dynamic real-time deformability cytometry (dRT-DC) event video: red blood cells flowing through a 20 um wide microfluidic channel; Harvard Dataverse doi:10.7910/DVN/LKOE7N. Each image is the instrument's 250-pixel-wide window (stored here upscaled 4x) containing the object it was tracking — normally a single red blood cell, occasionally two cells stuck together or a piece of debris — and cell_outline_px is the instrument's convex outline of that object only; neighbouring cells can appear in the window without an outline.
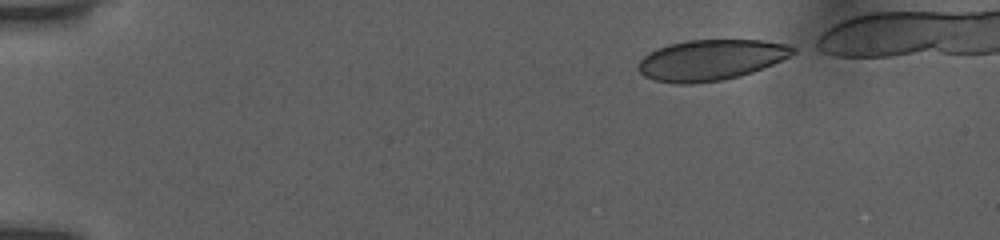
{"species": "human", "species_latin": "Homo sapiens", "temperature_condition": "room temperature", "stored_images_in_passage": 43, "camera_frame_rate_fps": 3000, "um_per_image_px": 0.085, "donor": {"sex": "female"}, "frame": {"image": 1, "passage_image": 1, "time_ms": 0.0, "image_size_px": [1000, 240], "cell_outline_px": [[796, 52], [772, 64], [752, 72], [740, 76], [724, 80], [692, 84], [676, 84], [652, 80], [644, 76], [636, 68], [640, 60], [644, 56], [656, 48], [668, 44], [688, 40], [760, 40], [788, 44], [796, 48]], "centroid_in_image_um": [60.38, 5.1], "position_along_channel_um": 24.6, "area_um2": 36.82}}
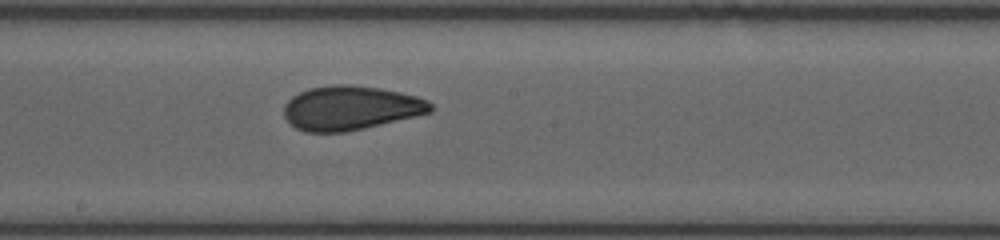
{"frame": {"image": 2, "passage_image": 24, "time_ms": 7.667, "image_size_px": [1000, 240], "cell_outline_px": [[432, 112], [416, 116], [364, 128], [344, 132], [304, 132], [296, 128], [284, 116], [284, 104], [292, 96], [308, 88], [336, 84], [348, 84], [380, 88], [400, 92], [416, 96], [428, 100], [432, 104]], "centroid_in_image_um": [29.79, 9.17], "position_along_channel_um": 218.4, "area_um2": 37.74}}
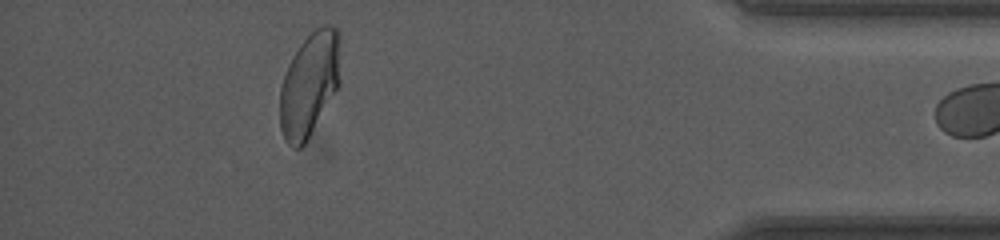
{"frame": {"image": 3, "passage_image": 42, "time_ms": 13.667, "image_size_px": [1000, 240], "cell_outline_px": [[340, 84], [304, 144], [300, 148], [292, 148], [284, 140], [280, 128], [280, 88], [288, 64], [292, 56], [300, 44], [316, 28], [324, 24], [328, 24], [336, 28], [340, 32]], "centroid_in_image_um": [26.31, 7.14], "position_along_channel_um": 408.9, "area_um2": 36.88}}